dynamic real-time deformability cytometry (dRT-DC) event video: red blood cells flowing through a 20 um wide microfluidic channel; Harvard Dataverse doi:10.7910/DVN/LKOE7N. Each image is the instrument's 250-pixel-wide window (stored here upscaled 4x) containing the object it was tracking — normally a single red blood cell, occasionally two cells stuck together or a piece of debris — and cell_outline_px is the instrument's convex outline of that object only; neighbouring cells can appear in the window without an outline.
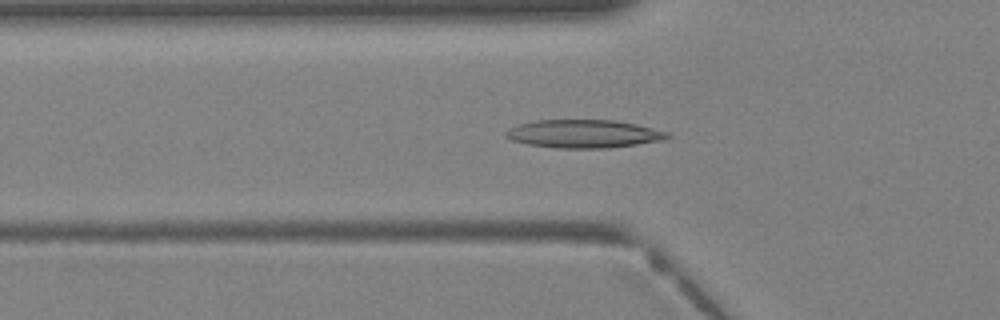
{"species": "Egyptian fruit bat (a non-hibernating species)", "species_latin": "Rousettus aegyptiacus", "temperature_condition": "warm", "stored_images_in_passage": 28, "camera_frame_rate_fps": 3000, "um_per_image_px": 0.085, "animal": {"sex": "female"}, "frame": {"image": 1, "passage_image": 2, "time_ms": 0.333, "image_size_px": [1000, 320], "cell_outline_px": [[672, 136], [660, 140], [636, 144], [608, 148], [556, 148], [528, 144], [512, 140], [504, 136], [504, 132], [520, 124], [536, 120], [612, 120], [636, 124], [668, 132]], "centroid_in_image_um": [49.6, 11.37], "position_along_channel_um": 76.2, "area_um2": 26.24}}
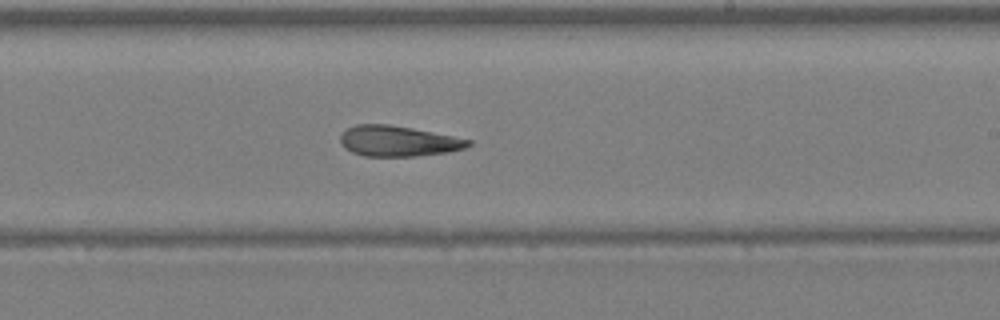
{"frame": {"image": 2, "passage_image": 12, "time_ms": 3.667, "image_size_px": [1000, 320], "cell_outline_px": [[472, 144], [464, 148], [448, 152], [416, 156], [364, 156], [352, 152], [344, 148], [340, 144], [340, 136], [348, 128], [356, 124], [388, 124], [412, 128], [472, 140]], "centroid_in_image_um": [33.82, 11.99], "position_along_channel_um": 255.2, "area_um2": 22.72}}
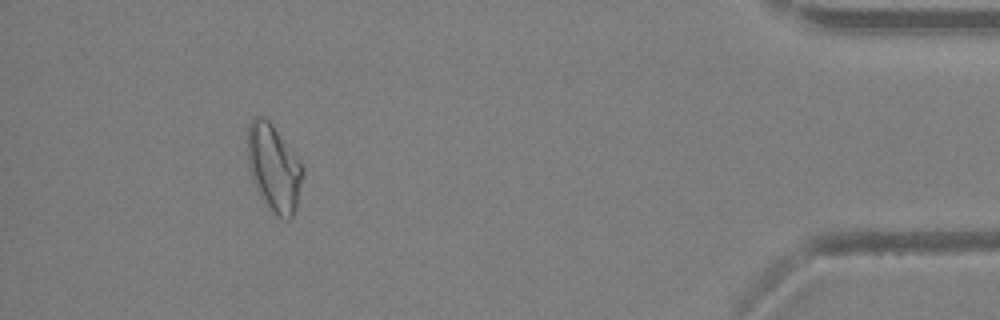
{"frame": {"image": 3, "passage_image": 24, "time_ms": 7.667, "image_size_px": [1000, 320], "cell_outline_px": [[304, 176], [296, 208], [292, 216], [288, 220], [280, 216], [264, 200], [252, 180], [248, 168], [248, 124], [252, 116], [264, 116], [272, 124], [300, 160], [304, 168]], "centroid_in_image_um": [23.29, 14.2], "position_along_channel_um": 411.9, "area_um2": 27.74}}